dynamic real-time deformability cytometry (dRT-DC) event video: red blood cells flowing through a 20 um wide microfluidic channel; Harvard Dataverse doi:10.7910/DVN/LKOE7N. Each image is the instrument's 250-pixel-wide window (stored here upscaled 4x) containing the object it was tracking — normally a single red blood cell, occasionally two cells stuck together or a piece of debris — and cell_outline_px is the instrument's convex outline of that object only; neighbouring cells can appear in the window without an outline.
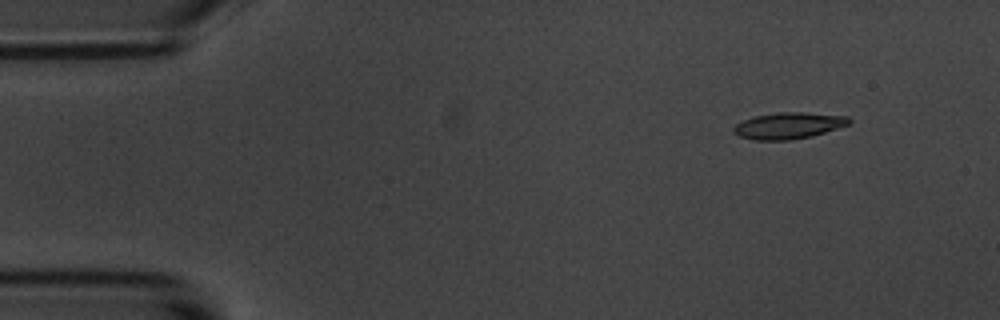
{"species": "common noctule bat (a hibernating species)", "species_latin": "Nyctalus noctula", "temperature_condition": "room temperature", "stored_images_in_passage": 5, "camera_frame_rate_fps": 3000, "um_per_image_px": 0.085, "animal": {"sex": "male", "body_mass_g": 20.1, "forearm_length_mm": 53.5}, "frame": {"image": 1, "passage_image": 2, "time_ms": 1.333, "image_size_px": [1000, 320], "cell_outline_px": [[852, 120], [848, 124], [812, 136], [792, 140], [752, 140], [740, 136], [732, 132], [732, 128], [736, 124], [744, 120], [756, 116], [780, 112], [804, 112], [848, 116]], "centroid_in_image_um": [67.01, 10.68], "position_along_channel_um": 18.0, "area_um2": 17.69}}
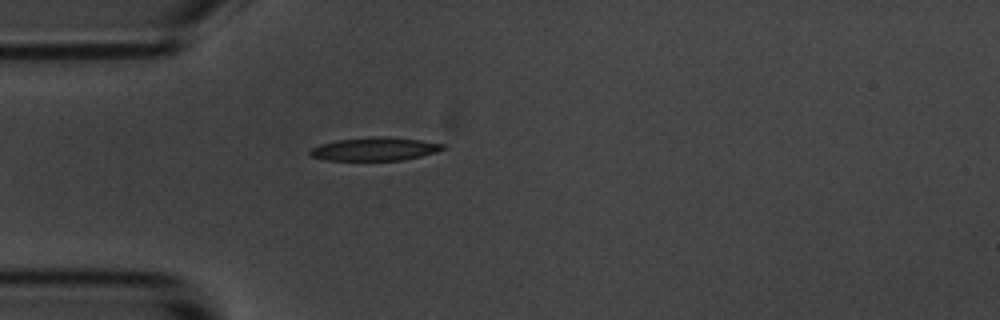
{"frame": {"image": 2, "passage_image": 5, "time_ms": 4.667, "image_size_px": [1000, 320], "cell_outline_px": [[444, 148], [436, 152], [420, 156], [400, 160], [328, 160], [312, 156], [308, 152], [312, 148], [320, 144], [336, 140], [384, 136], [420, 140], [444, 144]], "centroid_in_image_um": [31.85, 12.66], "position_along_channel_um": 53.2, "area_um2": 17.69}}